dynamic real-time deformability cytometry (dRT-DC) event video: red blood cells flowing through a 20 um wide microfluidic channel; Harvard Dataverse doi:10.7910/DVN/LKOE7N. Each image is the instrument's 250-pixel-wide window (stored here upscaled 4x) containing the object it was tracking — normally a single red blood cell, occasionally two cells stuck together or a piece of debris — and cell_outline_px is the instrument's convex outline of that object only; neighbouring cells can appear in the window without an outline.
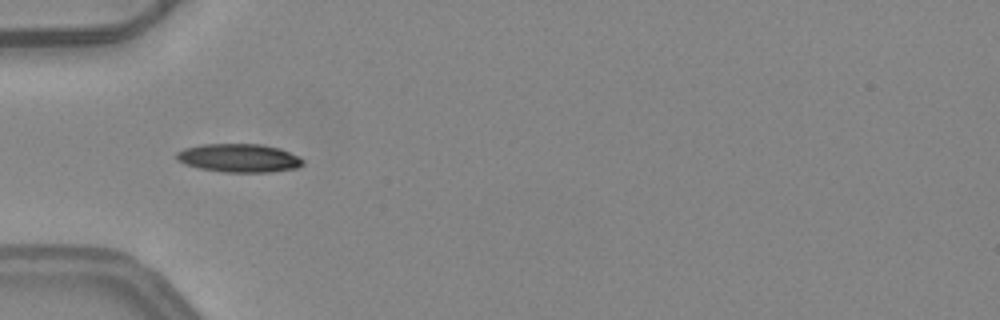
{"species": "common noctule bat (a hibernating species)", "species_latin": "Nyctalus noctula", "temperature_condition": "warm", "stored_images_in_passage": 7, "camera_frame_rate_fps": 3000, "um_per_image_px": 0.085, "animal": {"sex": "female", "body_mass_g": 24.6, "forearm_length_mm": 56.2}, "frame": {"image": 1, "passage_image": 5, "time_ms": 1.333, "image_size_px": [1000, 320], "cell_outline_px": [[304, 164], [296, 168], [268, 172], [224, 172], [200, 168], [184, 164], [176, 160], [176, 152], [184, 148], [200, 144], [260, 144], [280, 148], [300, 156], [304, 160]], "centroid_in_image_um": [20.31, 13.42], "position_along_channel_um": 64.7, "area_um2": 21.1}}